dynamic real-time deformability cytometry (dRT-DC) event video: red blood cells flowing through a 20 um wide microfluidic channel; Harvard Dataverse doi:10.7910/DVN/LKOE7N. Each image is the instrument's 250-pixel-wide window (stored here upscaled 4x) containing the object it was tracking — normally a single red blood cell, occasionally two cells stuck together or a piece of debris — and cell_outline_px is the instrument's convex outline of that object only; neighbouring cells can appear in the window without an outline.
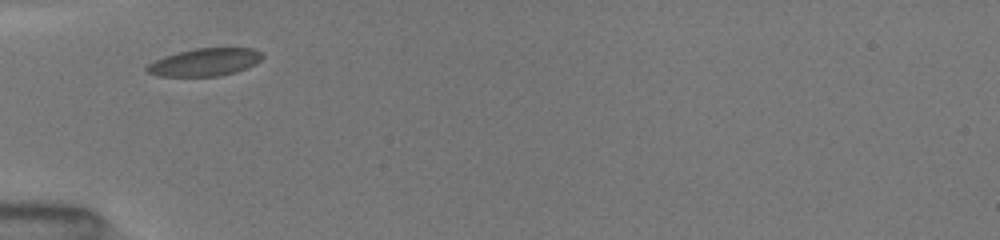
{"species": "common noctule bat (a hibernating species)", "species_latin": "Nyctalus noctula", "temperature_condition": "room temperature", "stored_images_in_passage": 4, "camera_frame_rate_fps": 3000, "um_per_image_px": 0.085, "animal": {"sex": "female", "body_mass_g": 19.5, "forearm_length_mm": 54.1}, "frame": {"image": 1, "passage_image": 1, "time_ms": 0.0, "image_size_px": [1000, 240], "cell_outline_px": [[264, 56], [260, 60], [236, 72], [220, 76], [160, 76], [144, 72], [144, 68], [148, 64], [164, 56], [196, 48], [252, 48], [260, 52]], "centroid_in_image_um": [17.36, 5.29], "position_along_channel_um": 67.6, "area_um2": 18.44}}
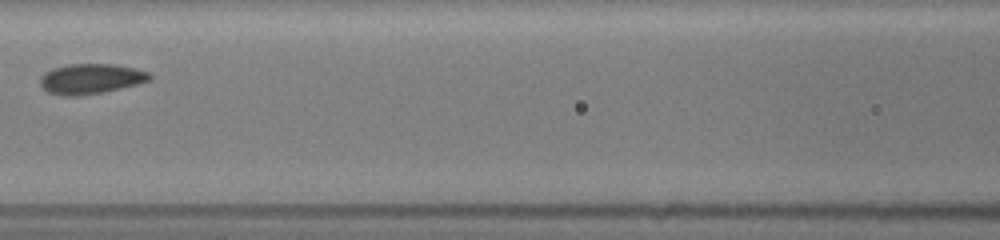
{"frame": {"image": 2, "passage_image": 3, "time_ms": 2.333, "image_size_px": [1000, 240], "cell_outline_px": [[152, 80], [140, 84], [104, 92], [76, 96], [60, 96], [48, 92], [40, 84], [40, 76], [44, 72], [52, 68], [68, 64], [112, 64], [132, 68], [148, 72], [152, 76]], "centroid_in_image_um": [7.71, 6.71], "position_along_channel_um": 158.9, "area_um2": 19.42}}
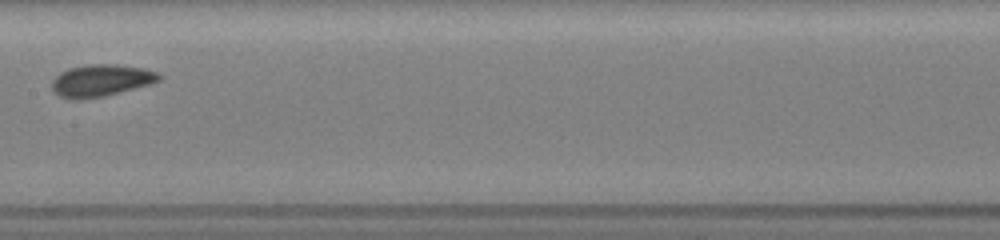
{"frame": {"image": 3, "passage_image": 4, "time_ms": 3.333, "image_size_px": [1000, 240], "cell_outline_px": [[160, 80], [152, 84], [104, 96], [80, 100], [72, 100], [60, 96], [52, 88], [52, 80], [60, 72], [68, 68], [88, 64], [112, 64], [144, 68], [156, 72], [160, 76]], "centroid_in_image_um": [8.57, 6.84], "position_along_channel_um": 198.8, "area_um2": 20.0}}